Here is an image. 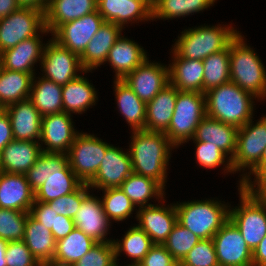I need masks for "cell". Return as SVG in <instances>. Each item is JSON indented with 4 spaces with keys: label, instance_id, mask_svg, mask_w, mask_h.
Listing matches in <instances>:
<instances>
[{
    "label": "cell",
    "instance_id": "cell-1",
    "mask_svg": "<svg viewBox=\"0 0 266 266\" xmlns=\"http://www.w3.org/2000/svg\"><path fill=\"white\" fill-rule=\"evenodd\" d=\"M34 192V202H49L76 191L83 182L69 165L68 155L42 152L25 173Z\"/></svg>",
    "mask_w": 266,
    "mask_h": 266
},
{
    "label": "cell",
    "instance_id": "cell-2",
    "mask_svg": "<svg viewBox=\"0 0 266 266\" xmlns=\"http://www.w3.org/2000/svg\"><path fill=\"white\" fill-rule=\"evenodd\" d=\"M132 134L129 154L133 173L152 178L164 188L170 149L175 146L164 132L139 130Z\"/></svg>",
    "mask_w": 266,
    "mask_h": 266
},
{
    "label": "cell",
    "instance_id": "cell-3",
    "mask_svg": "<svg viewBox=\"0 0 266 266\" xmlns=\"http://www.w3.org/2000/svg\"><path fill=\"white\" fill-rule=\"evenodd\" d=\"M206 116L240 128L253 118L252 94L228 82L205 92Z\"/></svg>",
    "mask_w": 266,
    "mask_h": 266
},
{
    "label": "cell",
    "instance_id": "cell-4",
    "mask_svg": "<svg viewBox=\"0 0 266 266\" xmlns=\"http://www.w3.org/2000/svg\"><path fill=\"white\" fill-rule=\"evenodd\" d=\"M241 33L229 43L230 81L258 99L266 97V70Z\"/></svg>",
    "mask_w": 266,
    "mask_h": 266
},
{
    "label": "cell",
    "instance_id": "cell-5",
    "mask_svg": "<svg viewBox=\"0 0 266 266\" xmlns=\"http://www.w3.org/2000/svg\"><path fill=\"white\" fill-rule=\"evenodd\" d=\"M231 27L201 26L182 31L173 51L180 57L191 60H204L209 55L224 50L238 35Z\"/></svg>",
    "mask_w": 266,
    "mask_h": 266
},
{
    "label": "cell",
    "instance_id": "cell-6",
    "mask_svg": "<svg viewBox=\"0 0 266 266\" xmlns=\"http://www.w3.org/2000/svg\"><path fill=\"white\" fill-rule=\"evenodd\" d=\"M177 221L201 240L212 239L229 220V206L214 200L175 204Z\"/></svg>",
    "mask_w": 266,
    "mask_h": 266
},
{
    "label": "cell",
    "instance_id": "cell-7",
    "mask_svg": "<svg viewBox=\"0 0 266 266\" xmlns=\"http://www.w3.org/2000/svg\"><path fill=\"white\" fill-rule=\"evenodd\" d=\"M206 116V97L201 92L179 91L168 129L164 132L177 148L193 138L197 126Z\"/></svg>",
    "mask_w": 266,
    "mask_h": 266
},
{
    "label": "cell",
    "instance_id": "cell-8",
    "mask_svg": "<svg viewBox=\"0 0 266 266\" xmlns=\"http://www.w3.org/2000/svg\"><path fill=\"white\" fill-rule=\"evenodd\" d=\"M39 31L49 33L45 26L44 10L20 6L10 15L0 18V54L38 35Z\"/></svg>",
    "mask_w": 266,
    "mask_h": 266
},
{
    "label": "cell",
    "instance_id": "cell-9",
    "mask_svg": "<svg viewBox=\"0 0 266 266\" xmlns=\"http://www.w3.org/2000/svg\"><path fill=\"white\" fill-rule=\"evenodd\" d=\"M252 119L244 126L238 128L236 137V149L231 160V166L234 170L240 171L248 168L249 175L244 174L241 181L249 179L251 173L260 167L261 155L266 147V117H262L255 125ZM253 125V126H252Z\"/></svg>",
    "mask_w": 266,
    "mask_h": 266
},
{
    "label": "cell",
    "instance_id": "cell-10",
    "mask_svg": "<svg viewBox=\"0 0 266 266\" xmlns=\"http://www.w3.org/2000/svg\"><path fill=\"white\" fill-rule=\"evenodd\" d=\"M240 191V206L229 209V220L238 228L247 246L253 252L266 236V203Z\"/></svg>",
    "mask_w": 266,
    "mask_h": 266
},
{
    "label": "cell",
    "instance_id": "cell-11",
    "mask_svg": "<svg viewBox=\"0 0 266 266\" xmlns=\"http://www.w3.org/2000/svg\"><path fill=\"white\" fill-rule=\"evenodd\" d=\"M109 146L91 134L76 136L67 155L70 168L83 183L88 184L95 177Z\"/></svg>",
    "mask_w": 266,
    "mask_h": 266
},
{
    "label": "cell",
    "instance_id": "cell-12",
    "mask_svg": "<svg viewBox=\"0 0 266 266\" xmlns=\"http://www.w3.org/2000/svg\"><path fill=\"white\" fill-rule=\"evenodd\" d=\"M41 67L45 73L44 78L61 86L79 77L78 71L88 72L82 67L79 55L62 47L53 39L44 47Z\"/></svg>",
    "mask_w": 266,
    "mask_h": 266
},
{
    "label": "cell",
    "instance_id": "cell-13",
    "mask_svg": "<svg viewBox=\"0 0 266 266\" xmlns=\"http://www.w3.org/2000/svg\"><path fill=\"white\" fill-rule=\"evenodd\" d=\"M98 10L60 25L52 37L59 45L81 55L92 37L104 23Z\"/></svg>",
    "mask_w": 266,
    "mask_h": 266
},
{
    "label": "cell",
    "instance_id": "cell-14",
    "mask_svg": "<svg viewBox=\"0 0 266 266\" xmlns=\"http://www.w3.org/2000/svg\"><path fill=\"white\" fill-rule=\"evenodd\" d=\"M212 239L219 266H253L252 251L238 228L230 220Z\"/></svg>",
    "mask_w": 266,
    "mask_h": 266
},
{
    "label": "cell",
    "instance_id": "cell-15",
    "mask_svg": "<svg viewBox=\"0 0 266 266\" xmlns=\"http://www.w3.org/2000/svg\"><path fill=\"white\" fill-rule=\"evenodd\" d=\"M122 80L147 104L170 83L169 67L151 63L147 58Z\"/></svg>",
    "mask_w": 266,
    "mask_h": 266
},
{
    "label": "cell",
    "instance_id": "cell-16",
    "mask_svg": "<svg viewBox=\"0 0 266 266\" xmlns=\"http://www.w3.org/2000/svg\"><path fill=\"white\" fill-rule=\"evenodd\" d=\"M78 134L69 113L62 111L42 116L39 141L47 146L42 152L67 154Z\"/></svg>",
    "mask_w": 266,
    "mask_h": 266
},
{
    "label": "cell",
    "instance_id": "cell-17",
    "mask_svg": "<svg viewBox=\"0 0 266 266\" xmlns=\"http://www.w3.org/2000/svg\"><path fill=\"white\" fill-rule=\"evenodd\" d=\"M131 173L133 171L129 151L126 153L120 148L110 145L106 149L105 157L99 166L97 174L88 183V186L101 190L120 187Z\"/></svg>",
    "mask_w": 266,
    "mask_h": 266
},
{
    "label": "cell",
    "instance_id": "cell-18",
    "mask_svg": "<svg viewBox=\"0 0 266 266\" xmlns=\"http://www.w3.org/2000/svg\"><path fill=\"white\" fill-rule=\"evenodd\" d=\"M75 226L97 243L113 242L105 237L110 225L104 213L101 199L87 193L73 218Z\"/></svg>",
    "mask_w": 266,
    "mask_h": 266
},
{
    "label": "cell",
    "instance_id": "cell-19",
    "mask_svg": "<svg viewBox=\"0 0 266 266\" xmlns=\"http://www.w3.org/2000/svg\"><path fill=\"white\" fill-rule=\"evenodd\" d=\"M237 131L236 126L205 116L197 126L192 140L214 145L226 155L230 154L225 171L234 173L231 160L236 149Z\"/></svg>",
    "mask_w": 266,
    "mask_h": 266
},
{
    "label": "cell",
    "instance_id": "cell-20",
    "mask_svg": "<svg viewBox=\"0 0 266 266\" xmlns=\"http://www.w3.org/2000/svg\"><path fill=\"white\" fill-rule=\"evenodd\" d=\"M137 224L150 238L153 244L163 245L173 226L177 223L175 204L170 207L150 205L139 208Z\"/></svg>",
    "mask_w": 266,
    "mask_h": 266
},
{
    "label": "cell",
    "instance_id": "cell-21",
    "mask_svg": "<svg viewBox=\"0 0 266 266\" xmlns=\"http://www.w3.org/2000/svg\"><path fill=\"white\" fill-rule=\"evenodd\" d=\"M10 119L14 140L37 141L41 136V120L38 109L29 100L19 101L3 109Z\"/></svg>",
    "mask_w": 266,
    "mask_h": 266
},
{
    "label": "cell",
    "instance_id": "cell-22",
    "mask_svg": "<svg viewBox=\"0 0 266 266\" xmlns=\"http://www.w3.org/2000/svg\"><path fill=\"white\" fill-rule=\"evenodd\" d=\"M34 201L25 174L0 172V208L30 212Z\"/></svg>",
    "mask_w": 266,
    "mask_h": 266
},
{
    "label": "cell",
    "instance_id": "cell-23",
    "mask_svg": "<svg viewBox=\"0 0 266 266\" xmlns=\"http://www.w3.org/2000/svg\"><path fill=\"white\" fill-rule=\"evenodd\" d=\"M97 10L105 22L122 28L129 21L152 20V7L145 0H98Z\"/></svg>",
    "mask_w": 266,
    "mask_h": 266
},
{
    "label": "cell",
    "instance_id": "cell-24",
    "mask_svg": "<svg viewBox=\"0 0 266 266\" xmlns=\"http://www.w3.org/2000/svg\"><path fill=\"white\" fill-rule=\"evenodd\" d=\"M38 141L9 142L0 152V172L25 174L42 154Z\"/></svg>",
    "mask_w": 266,
    "mask_h": 266
},
{
    "label": "cell",
    "instance_id": "cell-25",
    "mask_svg": "<svg viewBox=\"0 0 266 266\" xmlns=\"http://www.w3.org/2000/svg\"><path fill=\"white\" fill-rule=\"evenodd\" d=\"M44 47L38 35L23 40L0 54L1 66L7 70L30 73L35 76L33 67L37 60L41 61Z\"/></svg>",
    "mask_w": 266,
    "mask_h": 266
},
{
    "label": "cell",
    "instance_id": "cell-26",
    "mask_svg": "<svg viewBox=\"0 0 266 266\" xmlns=\"http://www.w3.org/2000/svg\"><path fill=\"white\" fill-rule=\"evenodd\" d=\"M98 0H48L44 11L46 29L52 34L60 25L97 11Z\"/></svg>",
    "mask_w": 266,
    "mask_h": 266
},
{
    "label": "cell",
    "instance_id": "cell-27",
    "mask_svg": "<svg viewBox=\"0 0 266 266\" xmlns=\"http://www.w3.org/2000/svg\"><path fill=\"white\" fill-rule=\"evenodd\" d=\"M122 29L114 23H103L80 55L81 65L86 71L96 69L106 62L110 49L121 36Z\"/></svg>",
    "mask_w": 266,
    "mask_h": 266
},
{
    "label": "cell",
    "instance_id": "cell-28",
    "mask_svg": "<svg viewBox=\"0 0 266 266\" xmlns=\"http://www.w3.org/2000/svg\"><path fill=\"white\" fill-rule=\"evenodd\" d=\"M178 89L169 83L146 104L145 131L165 132L171 122Z\"/></svg>",
    "mask_w": 266,
    "mask_h": 266
},
{
    "label": "cell",
    "instance_id": "cell-29",
    "mask_svg": "<svg viewBox=\"0 0 266 266\" xmlns=\"http://www.w3.org/2000/svg\"><path fill=\"white\" fill-rule=\"evenodd\" d=\"M172 53L174 60L168 66L170 83L179 91L203 93V60L186 59L178 56L174 51Z\"/></svg>",
    "mask_w": 266,
    "mask_h": 266
},
{
    "label": "cell",
    "instance_id": "cell-30",
    "mask_svg": "<svg viewBox=\"0 0 266 266\" xmlns=\"http://www.w3.org/2000/svg\"><path fill=\"white\" fill-rule=\"evenodd\" d=\"M143 47L121 36L110 49L106 62L115 70L116 79H123L147 59Z\"/></svg>",
    "mask_w": 266,
    "mask_h": 266
},
{
    "label": "cell",
    "instance_id": "cell-31",
    "mask_svg": "<svg viewBox=\"0 0 266 266\" xmlns=\"http://www.w3.org/2000/svg\"><path fill=\"white\" fill-rule=\"evenodd\" d=\"M23 241L40 264L51 263L56 249L52 232L28 212Z\"/></svg>",
    "mask_w": 266,
    "mask_h": 266
},
{
    "label": "cell",
    "instance_id": "cell-32",
    "mask_svg": "<svg viewBox=\"0 0 266 266\" xmlns=\"http://www.w3.org/2000/svg\"><path fill=\"white\" fill-rule=\"evenodd\" d=\"M114 84L119 111L129 123L132 131L145 130L146 103L122 79H116Z\"/></svg>",
    "mask_w": 266,
    "mask_h": 266
},
{
    "label": "cell",
    "instance_id": "cell-33",
    "mask_svg": "<svg viewBox=\"0 0 266 266\" xmlns=\"http://www.w3.org/2000/svg\"><path fill=\"white\" fill-rule=\"evenodd\" d=\"M97 242L76 227L65 238L56 242V249L51 263L59 266H73Z\"/></svg>",
    "mask_w": 266,
    "mask_h": 266
},
{
    "label": "cell",
    "instance_id": "cell-34",
    "mask_svg": "<svg viewBox=\"0 0 266 266\" xmlns=\"http://www.w3.org/2000/svg\"><path fill=\"white\" fill-rule=\"evenodd\" d=\"M33 75L0 69V109L10 104L29 99Z\"/></svg>",
    "mask_w": 266,
    "mask_h": 266
},
{
    "label": "cell",
    "instance_id": "cell-35",
    "mask_svg": "<svg viewBox=\"0 0 266 266\" xmlns=\"http://www.w3.org/2000/svg\"><path fill=\"white\" fill-rule=\"evenodd\" d=\"M93 84L80 76L62 86L63 111L81 113L94 105L98 99Z\"/></svg>",
    "mask_w": 266,
    "mask_h": 266
},
{
    "label": "cell",
    "instance_id": "cell-36",
    "mask_svg": "<svg viewBox=\"0 0 266 266\" xmlns=\"http://www.w3.org/2000/svg\"><path fill=\"white\" fill-rule=\"evenodd\" d=\"M31 85L29 100L38 109L41 116L63 111L62 86L44 77ZM35 82V83H34Z\"/></svg>",
    "mask_w": 266,
    "mask_h": 266
},
{
    "label": "cell",
    "instance_id": "cell-37",
    "mask_svg": "<svg viewBox=\"0 0 266 266\" xmlns=\"http://www.w3.org/2000/svg\"><path fill=\"white\" fill-rule=\"evenodd\" d=\"M119 188L139 208L153 205L147 204L151 197H158V200L159 198L162 200L165 194L163 190L165 188L157 181L136 173H131Z\"/></svg>",
    "mask_w": 266,
    "mask_h": 266
},
{
    "label": "cell",
    "instance_id": "cell-38",
    "mask_svg": "<svg viewBox=\"0 0 266 266\" xmlns=\"http://www.w3.org/2000/svg\"><path fill=\"white\" fill-rule=\"evenodd\" d=\"M115 248V258L124 251L128 257L134 260L129 266H138L154 245L151 238L137 225L130 228L122 238L121 242L113 240Z\"/></svg>",
    "mask_w": 266,
    "mask_h": 266
},
{
    "label": "cell",
    "instance_id": "cell-39",
    "mask_svg": "<svg viewBox=\"0 0 266 266\" xmlns=\"http://www.w3.org/2000/svg\"><path fill=\"white\" fill-rule=\"evenodd\" d=\"M204 79L203 93L211 88L230 82L229 45L219 52L209 55L203 60Z\"/></svg>",
    "mask_w": 266,
    "mask_h": 266
},
{
    "label": "cell",
    "instance_id": "cell-40",
    "mask_svg": "<svg viewBox=\"0 0 266 266\" xmlns=\"http://www.w3.org/2000/svg\"><path fill=\"white\" fill-rule=\"evenodd\" d=\"M216 0H158L152 7V19H172L194 14L212 6Z\"/></svg>",
    "mask_w": 266,
    "mask_h": 266
},
{
    "label": "cell",
    "instance_id": "cell-41",
    "mask_svg": "<svg viewBox=\"0 0 266 266\" xmlns=\"http://www.w3.org/2000/svg\"><path fill=\"white\" fill-rule=\"evenodd\" d=\"M104 198H102L103 210L109 221H123L126 220L134 210L135 205L119 188L103 189Z\"/></svg>",
    "mask_w": 266,
    "mask_h": 266
},
{
    "label": "cell",
    "instance_id": "cell-42",
    "mask_svg": "<svg viewBox=\"0 0 266 266\" xmlns=\"http://www.w3.org/2000/svg\"><path fill=\"white\" fill-rule=\"evenodd\" d=\"M201 239L178 221L163 244L174 260L182 261Z\"/></svg>",
    "mask_w": 266,
    "mask_h": 266
},
{
    "label": "cell",
    "instance_id": "cell-43",
    "mask_svg": "<svg viewBox=\"0 0 266 266\" xmlns=\"http://www.w3.org/2000/svg\"><path fill=\"white\" fill-rule=\"evenodd\" d=\"M28 212L0 208V238L23 240Z\"/></svg>",
    "mask_w": 266,
    "mask_h": 266
},
{
    "label": "cell",
    "instance_id": "cell-44",
    "mask_svg": "<svg viewBox=\"0 0 266 266\" xmlns=\"http://www.w3.org/2000/svg\"><path fill=\"white\" fill-rule=\"evenodd\" d=\"M182 266H219L213 239L199 241L181 261Z\"/></svg>",
    "mask_w": 266,
    "mask_h": 266
},
{
    "label": "cell",
    "instance_id": "cell-45",
    "mask_svg": "<svg viewBox=\"0 0 266 266\" xmlns=\"http://www.w3.org/2000/svg\"><path fill=\"white\" fill-rule=\"evenodd\" d=\"M73 266H118L113 242L97 243Z\"/></svg>",
    "mask_w": 266,
    "mask_h": 266
},
{
    "label": "cell",
    "instance_id": "cell-46",
    "mask_svg": "<svg viewBox=\"0 0 266 266\" xmlns=\"http://www.w3.org/2000/svg\"><path fill=\"white\" fill-rule=\"evenodd\" d=\"M90 187L87 183H83L76 191L71 194H66L57 199L47 202L51 209H53L57 215H63L70 218H74L75 214L80 208L83 197L88 193Z\"/></svg>",
    "mask_w": 266,
    "mask_h": 266
},
{
    "label": "cell",
    "instance_id": "cell-47",
    "mask_svg": "<svg viewBox=\"0 0 266 266\" xmlns=\"http://www.w3.org/2000/svg\"><path fill=\"white\" fill-rule=\"evenodd\" d=\"M5 259L7 266H42L23 240L8 241Z\"/></svg>",
    "mask_w": 266,
    "mask_h": 266
},
{
    "label": "cell",
    "instance_id": "cell-48",
    "mask_svg": "<svg viewBox=\"0 0 266 266\" xmlns=\"http://www.w3.org/2000/svg\"><path fill=\"white\" fill-rule=\"evenodd\" d=\"M196 143V159L200 166L204 168H215L222 164H226V154L218 147L205 144V142L194 141Z\"/></svg>",
    "mask_w": 266,
    "mask_h": 266
},
{
    "label": "cell",
    "instance_id": "cell-49",
    "mask_svg": "<svg viewBox=\"0 0 266 266\" xmlns=\"http://www.w3.org/2000/svg\"><path fill=\"white\" fill-rule=\"evenodd\" d=\"M252 175L255 177V182L253 183L250 178L243 179V181H241L242 189L252 198L266 203V166L258 167L252 172Z\"/></svg>",
    "mask_w": 266,
    "mask_h": 266
},
{
    "label": "cell",
    "instance_id": "cell-50",
    "mask_svg": "<svg viewBox=\"0 0 266 266\" xmlns=\"http://www.w3.org/2000/svg\"><path fill=\"white\" fill-rule=\"evenodd\" d=\"M173 260L164 245L154 244L138 266H169Z\"/></svg>",
    "mask_w": 266,
    "mask_h": 266
},
{
    "label": "cell",
    "instance_id": "cell-51",
    "mask_svg": "<svg viewBox=\"0 0 266 266\" xmlns=\"http://www.w3.org/2000/svg\"><path fill=\"white\" fill-rule=\"evenodd\" d=\"M29 213L36 221L44 225L46 229L51 231L54 228L55 216L57 214L47 202H34Z\"/></svg>",
    "mask_w": 266,
    "mask_h": 266
},
{
    "label": "cell",
    "instance_id": "cell-52",
    "mask_svg": "<svg viewBox=\"0 0 266 266\" xmlns=\"http://www.w3.org/2000/svg\"><path fill=\"white\" fill-rule=\"evenodd\" d=\"M75 223L72 218L57 215L55 216L54 228L51 232L56 241L65 238L75 228Z\"/></svg>",
    "mask_w": 266,
    "mask_h": 266
},
{
    "label": "cell",
    "instance_id": "cell-53",
    "mask_svg": "<svg viewBox=\"0 0 266 266\" xmlns=\"http://www.w3.org/2000/svg\"><path fill=\"white\" fill-rule=\"evenodd\" d=\"M13 140L12 127L8 114L3 109H0V152Z\"/></svg>",
    "mask_w": 266,
    "mask_h": 266
},
{
    "label": "cell",
    "instance_id": "cell-54",
    "mask_svg": "<svg viewBox=\"0 0 266 266\" xmlns=\"http://www.w3.org/2000/svg\"><path fill=\"white\" fill-rule=\"evenodd\" d=\"M253 266H266V236L252 252Z\"/></svg>",
    "mask_w": 266,
    "mask_h": 266
},
{
    "label": "cell",
    "instance_id": "cell-55",
    "mask_svg": "<svg viewBox=\"0 0 266 266\" xmlns=\"http://www.w3.org/2000/svg\"><path fill=\"white\" fill-rule=\"evenodd\" d=\"M19 7L17 0H0V18L10 15Z\"/></svg>",
    "mask_w": 266,
    "mask_h": 266
},
{
    "label": "cell",
    "instance_id": "cell-56",
    "mask_svg": "<svg viewBox=\"0 0 266 266\" xmlns=\"http://www.w3.org/2000/svg\"><path fill=\"white\" fill-rule=\"evenodd\" d=\"M17 2L20 4V6L34 7L45 11L48 0H17Z\"/></svg>",
    "mask_w": 266,
    "mask_h": 266
},
{
    "label": "cell",
    "instance_id": "cell-57",
    "mask_svg": "<svg viewBox=\"0 0 266 266\" xmlns=\"http://www.w3.org/2000/svg\"><path fill=\"white\" fill-rule=\"evenodd\" d=\"M7 243L8 241L0 238V266H7L5 259Z\"/></svg>",
    "mask_w": 266,
    "mask_h": 266
},
{
    "label": "cell",
    "instance_id": "cell-58",
    "mask_svg": "<svg viewBox=\"0 0 266 266\" xmlns=\"http://www.w3.org/2000/svg\"><path fill=\"white\" fill-rule=\"evenodd\" d=\"M266 166V147L264 148L262 155H261V160H260V167Z\"/></svg>",
    "mask_w": 266,
    "mask_h": 266
},
{
    "label": "cell",
    "instance_id": "cell-59",
    "mask_svg": "<svg viewBox=\"0 0 266 266\" xmlns=\"http://www.w3.org/2000/svg\"><path fill=\"white\" fill-rule=\"evenodd\" d=\"M169 266H182L181 261L173 260Z\"/></svg>",
    "mask_w": 266,
    "mask_h": 266
},
{
    "label": "cell",
    "instance_id": "cell-60",
    "mask_svg": "<svg viewBox=\"0 0 266 266\" xmlns=\"http://www.w3.org/2000/svg\"><path fill=\"white\" fill-rule=\"evenodd\" d=\"M151 7L154 6V4L158 1V0H145Z\"/></svg>",
    "mask_w": 266,
    "mask_h": 266
},
{
    "label": "cell",
    "instance_id": "cell-61",
    "mask_svg": "<svg viewBox=\"0 0 266 266\" xmlns=\"http://www.w3.org/2000/svg\"><path fill=\"white\" fill-rule=\"evenodd\" d=\"M42 266H59V265H56L53 263H45V264H42Z\"/></svg>",
    "mask_w": 266,
    "mask_h": 266
}]
</instances>
